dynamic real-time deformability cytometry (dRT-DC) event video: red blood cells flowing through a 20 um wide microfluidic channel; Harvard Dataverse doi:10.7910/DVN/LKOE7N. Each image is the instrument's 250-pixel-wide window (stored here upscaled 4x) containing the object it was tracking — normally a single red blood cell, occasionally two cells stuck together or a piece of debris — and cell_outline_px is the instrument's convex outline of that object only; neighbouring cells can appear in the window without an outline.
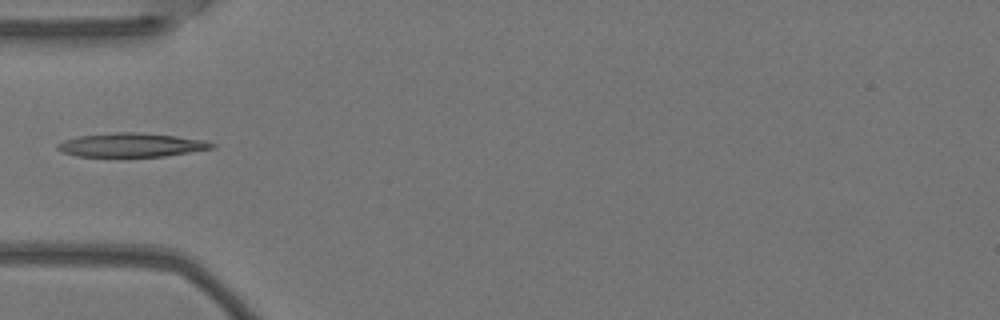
{"species": "Egyptian fruit bat (a non-hibernating species)", "species_latin": "Rousettus aegyptiacus", "temperature_condition": "warm", "stored_images_in_passage": 6, "camera_frame_rate_fps": 3000, "um_per_image_px": 0.085, "animal": {"sex": "female"}, "frame": {"image": 1, "passage_image": 5, "time_ms": 1.333, "image_size_px": [1000, 320], "cell_outline_px": [[216, 148], [164, 156], [120, 160], [76, 156], [64, 152], [56, 148], [56, 144], [64, 140], [80, 136], [116, 132], [136, 132], [176, 136], [204, 140], [216, 144]], "centroid_in_image_um": [11.14, 12.38], "position_along_channel_um": 73.9, "area_um2": 22.54}}
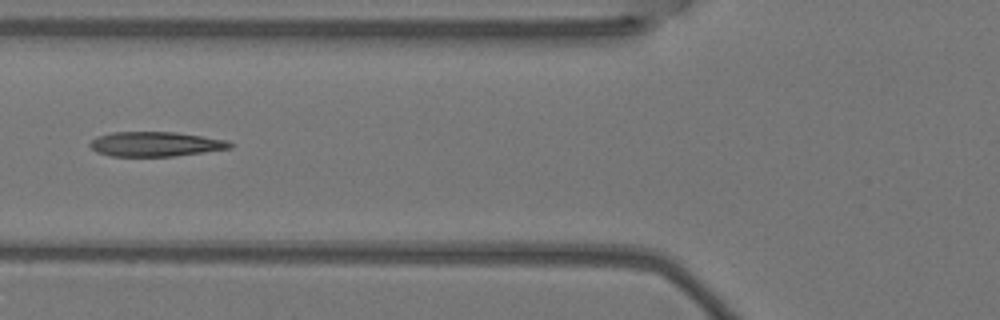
{"frame": {"image": 2, "passage_image": 6, "time_ms": 1.667, "image_size_px": [1000, 320], "cell_outline_px": [[232, 148], [204, 152], [172, 156], [112, 156], [96, 152], [88, 144], [96, 136], [112, 132], [176, 132], [228, 140], [232, 144]], "centroid_in_image_um": [13.2, 12.24], "position_along_channel_um": 112.6, "area_um2": 20.11}}